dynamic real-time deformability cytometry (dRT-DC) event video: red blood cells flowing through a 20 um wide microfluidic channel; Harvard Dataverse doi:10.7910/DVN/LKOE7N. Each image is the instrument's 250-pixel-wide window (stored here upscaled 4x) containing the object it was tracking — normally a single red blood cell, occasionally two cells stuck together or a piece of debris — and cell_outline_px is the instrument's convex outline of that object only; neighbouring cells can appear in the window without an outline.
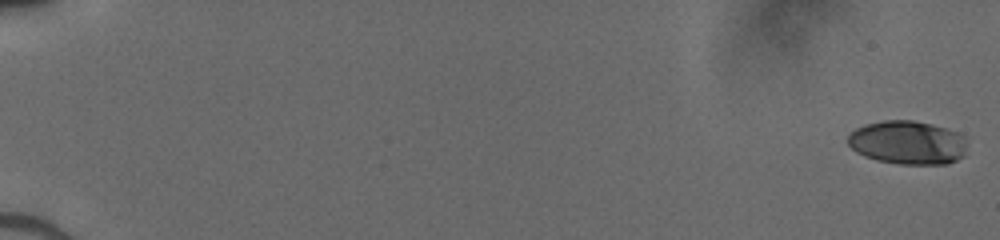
{"species": "human", "species_latin": "Homo sapiens", "temperature_condition": "cold", "stored_images_in_passage": 52, "camera_frame_rate_fps": 3000, "um_per_image_px": 0.085, "donor": {"sex": "male"}, "frame": {"image": 1, "passage_image": 1, "time_ms": 0.0, "image_size_px": [1000, 240], "cell_outline_px": [[968, 144], [964, 156], [948, 164], [900, 164], [876, 160], [864, 156], [856, 152], [848, 144], [848, 136], [856, 128], [864, 124], [884, 120], [912, 120], [932, 124], [948, 128], [964, 136]], "centroid_in_image_um": [77.18, 12.12], "position_along_channel_um": 7.8, "area_um2": 30.63}}
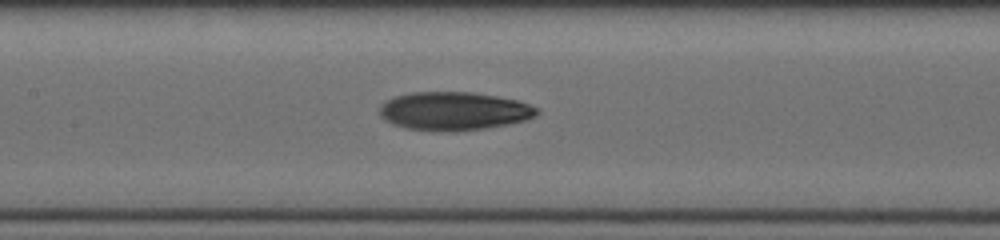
{"frame": {"image": 2, "passage_image": 28, "time_ms": 9.0, "image_size_px": [1000, 240], "cell_outline_px": [[540, 112], [536, 116], [528, 120], [508, 124], [484, 128], [456, 132], [436, 132], [404, 128], [392, 124], [384, 120], [380, 116], [380, 104], [396, 96], [412, 92], [472, 92], [520, 100], [540, 108]], "centroid_in_image_um": [38.61, 9.45], "position_along_channel_um": 168.8, "area_um2": 35.78}}
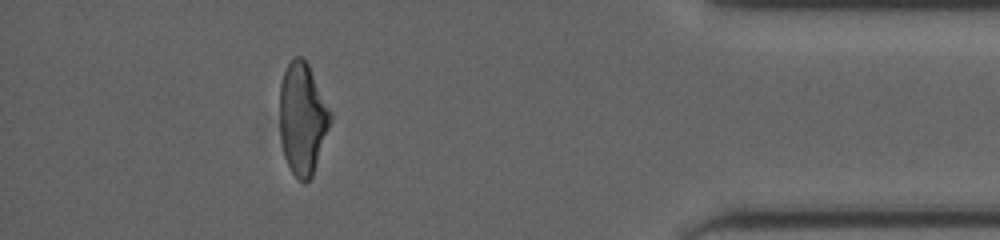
{"frame": {"image": 3, "passage_image": 48, "time_ms": 15.667, "image_size_px": [1000, 240], "cell_outline_px": [[332, 120], [312, 176], [304, 184], [292, 172], [284, 156], [280, 140], [280, 84], [284, 72], [292, 56], [300, 56], [308, 64], [332, 112]], "centroid_in_image_um": [25.71, 10.07], "position_along_channel_um": 409.5, "area_um2": 33.06}}